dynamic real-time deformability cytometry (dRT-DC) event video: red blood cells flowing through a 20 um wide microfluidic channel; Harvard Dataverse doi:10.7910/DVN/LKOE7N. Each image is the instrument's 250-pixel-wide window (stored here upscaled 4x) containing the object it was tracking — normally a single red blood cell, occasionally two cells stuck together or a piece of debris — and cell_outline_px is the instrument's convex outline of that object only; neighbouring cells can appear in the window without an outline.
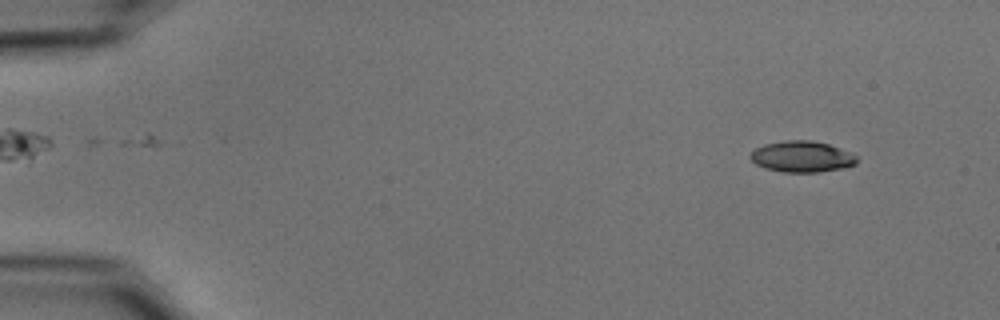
{"species": "common noctule bat (a hibernating species)", "species_latin": "Nyctalus noctula", "temperature_condition": "cold", "stored_images_in_passage": 54, "segment_of_instrument_passage": [1, 2], "camera_frame_rate_fps": 3000, "um_per_image_px": 0.085, "animal": {"sex": "male", "body_mass_g": 15.6}, "frame": {"image": 1, "passage_image": 4, "time_ms": 1.0, "image_size_px": [1000, 320], "cell_outline_px": [[856, 164], [844, 168], [816, 172], [784, 172], [764, 168], [756, 164], [748, 156], [756, 148], [764, 144], [784, 140], [808, 140], [828, 144], [852, 152], [856, 156]], "centroid_in_image_um": [68.16, 13.31], "position_along_channel_um": 16.8, "area_um2": 19.31}}
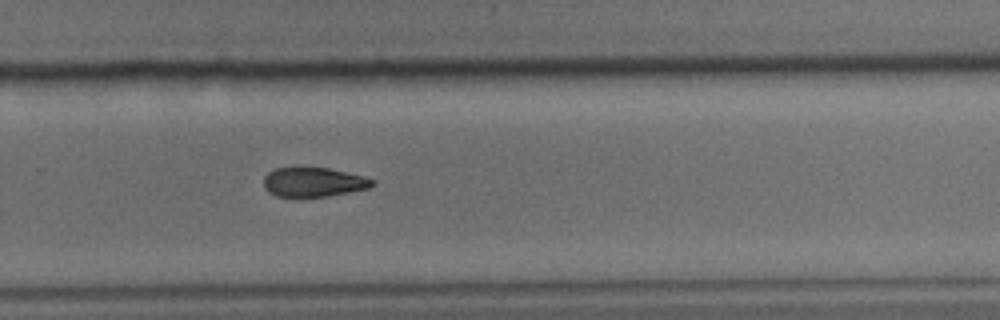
{"frame": {"image": 2, "passage_image": 36, "time_ms": 11.667, "image_size_px": [1000, 320], "cell_outline_px": [[372, 184], [368, 188], [328, 196], [296, 200], [276, 196], [268, 192], [264, 188], [264, 176], [268, 172], [276, 168], [328, 168], [364, 176], [372, 180]], "centroid_in_image_um": [26.55, 15.53], "position_along_channel_um": 303.2, "area_um2": 18.96}}
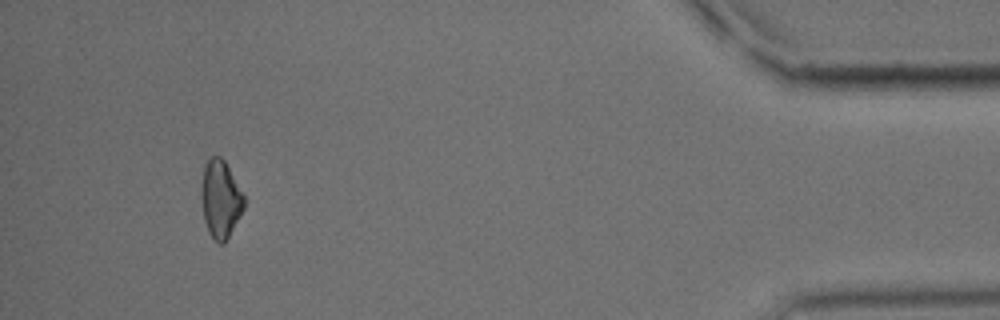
{"frame": {"image": 3, "passage_image": 50, "time_ms": 16.333, "image_size_px": [1000, 320], "cell_outline_px": [[244, 208], [240, 216], [224, 244], [220, 244], [208, 232], [204, 220], [200, 196], [200, 184], [204, 164], [212, 156], [220, 156], [224, 160], [244, 196]], "centroid_in_image_um": [18.71, 16.91], "position_along_channel_um": 416.5, "area_um2": 19.36}}